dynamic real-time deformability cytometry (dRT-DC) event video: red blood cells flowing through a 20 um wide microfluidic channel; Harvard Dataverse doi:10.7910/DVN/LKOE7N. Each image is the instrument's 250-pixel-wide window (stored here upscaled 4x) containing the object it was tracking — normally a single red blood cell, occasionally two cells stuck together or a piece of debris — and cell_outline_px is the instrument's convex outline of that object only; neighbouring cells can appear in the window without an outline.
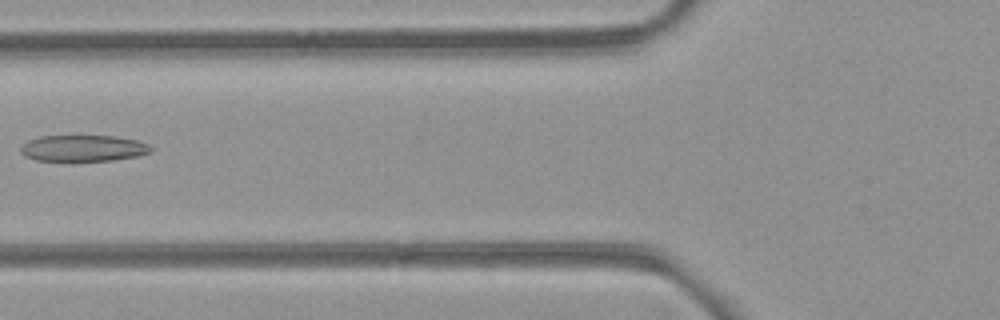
{"species": "common noctule bat (a hibernating species)", "species_latin": "Nyctalus noctula", "temperature_condition": "room temperature", "stored_images_in_passage": 5, "camera_frame_rate_fps": 3000, "um_per_image_px": 0.085, "animal": {"sex": "female", "body_mass_g": 21.9}, "frame": {"image": 1, "passage_image": 4, "time_ms": 3.667, "image_size_px": [1000, 320], "cell_outline_px": [[152, 152], [136, 156], [112, 160], [36, 160], [24, 156], [20, 152], [20, 148], [28, 140], [40, 136], [116, 136], [136, 140], [148, 144], [152, 148]], "centroid_in_image_um": [7.07, 12.59], "position_along_channel_um": 118.7, "area_um2": 19.77}}
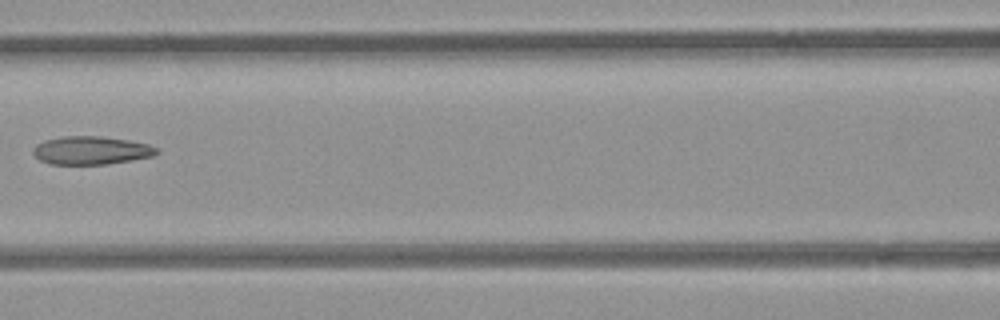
{"frame": {"image": 2, "passage_image": 5, "time_ms": 4.667, "image_size_px": [1000, 320], "cell_outline_px": [[160, 152], [152, 156], [132, 160], [108, 164], [48, 164], [40, 160], [32, 152], [32, 148], [36, 144], [44, 140], [64, 136], [100, 136], [128, 140], [148, 144], [156, 148]], "centroid_in_image_um": [7.72, 12.78], "position_along_channel_um": 158.9, "area_um2": 20.35}}